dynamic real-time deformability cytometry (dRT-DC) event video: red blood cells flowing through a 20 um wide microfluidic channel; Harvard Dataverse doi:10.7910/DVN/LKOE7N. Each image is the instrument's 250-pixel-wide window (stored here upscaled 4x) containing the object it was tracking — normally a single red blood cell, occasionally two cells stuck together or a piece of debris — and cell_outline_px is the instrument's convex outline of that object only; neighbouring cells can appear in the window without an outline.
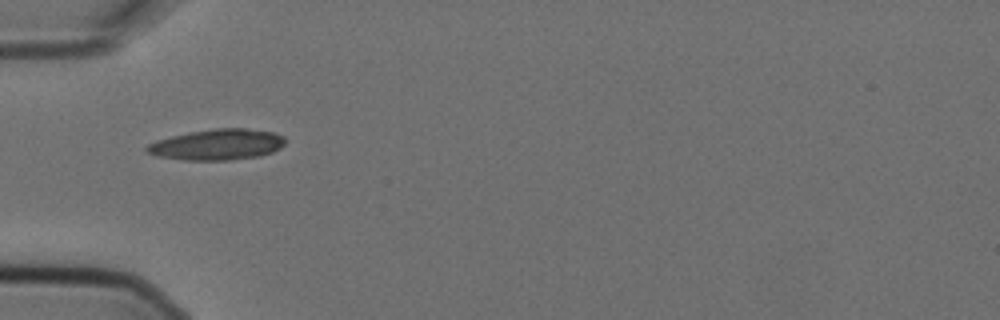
{"species": "Egyptian fruit bat (a non-hibernating species)", "species_latin": "Rousettus aegyptiacus", "temperature_condition": "cold", "stored_images_in_passage": 5, "camera_frame_rate_fps": 3000, "um_per_image_px": 0.085, "animal": {"sex": "female"}, "frame": {"image": 1, "passage_image": 1, "time_ms": 0.0, "image_size_px": [1000, 320], "cell_outline_px": [[288, 140], [280, 148], [272, 152], [260, 156], [228, 160], [184, 160], [156, 156], [148, 152], [144, 148], [148, 144], [156, 140], [188, 132], [216, 128], [244, 128], [276, 132], [284, 136]], "centroid_in_image_um": [18.5, 12.28], "position_along_channel_um": 66.5, "area_um2": 25.09}}
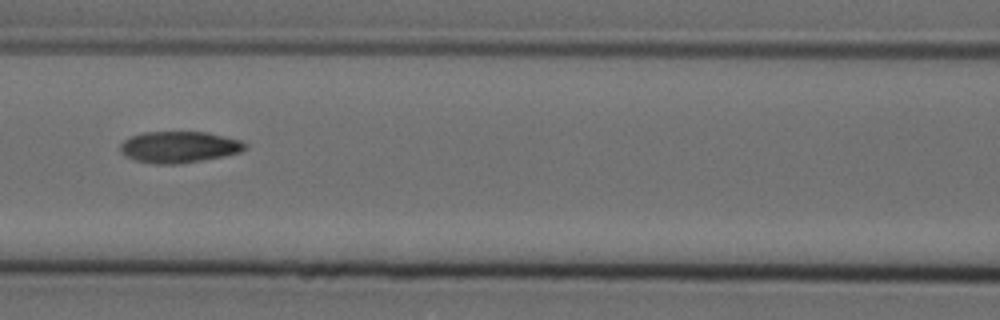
{"frame": {"image": 2, "passage_image": 3, "time_ms": 0.667, "image_size_px": [1000, 320], "cell_outline_px": [[248, 148], [240, 152], [224, 156], [180, 164], [156, 164], [136, 160], [124, 156], [120, 152], [120, 144], [124, 140], [132, 136], [144, 132], [208, 132], [244, 140], [248, 144]], "centroid_in_image_um": [15.27, 12.49], "position_along_channel_um": 151.3, "area_um2": 23.12}}
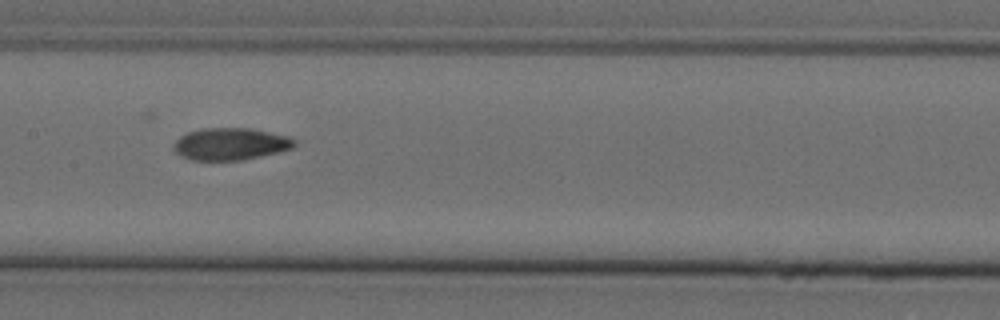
{"frame": {"image": 3, "passage_image": 4, "time_ms": 1.0, "image_size_px": [1000, 320], "cell_outline_px": [[296, 144], [292, 148], [260, 156], [240, 160], [192, 160], [180, 156], [172, 148], [172, 144], [180, 136], [188, 132], [204, 128], [252, 128], [292, 136], [296, 140]], "centroid_in_image_um": [19.6, 12.22], "position_along_channel_um": 187.8, "area_um2": 22.77}}